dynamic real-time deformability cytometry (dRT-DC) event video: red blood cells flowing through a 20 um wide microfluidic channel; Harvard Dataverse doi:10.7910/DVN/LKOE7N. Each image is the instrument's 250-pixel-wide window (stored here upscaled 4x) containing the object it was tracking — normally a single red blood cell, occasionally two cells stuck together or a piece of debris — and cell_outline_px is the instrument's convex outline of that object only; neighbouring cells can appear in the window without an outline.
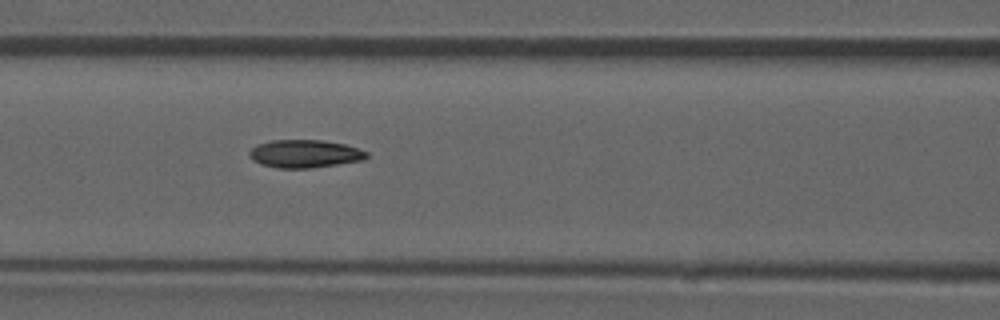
{"species": "common noctule bat (a hibernating species)", "species_latin": "Nyctalus noctula", "temperature_condition": "room temperature", "stored_images_in_passage": 36, "camera_frame_rate_fps": 3000, "um_per_image_px": 0.085, "animal": {"sex": "male", "forearm_length_mm": 52.5}, "frame": {"image": 1, "passage_image": 6, "time_ms": 1.667, "image_size_px": [1000, 320], "cell_outline_px": [[368, 156], [364, 160], [312, 168], [276, 168], [260, 164], [252, 160], [248, 156], [248, 152], [256, 144], [272, 140], [320, 140], [344, 144], [368, 152]], "centroid_in_image_um": [25.86, 13.07], "position_along_channel_um": 140.7, "area_um2": 19.19}}